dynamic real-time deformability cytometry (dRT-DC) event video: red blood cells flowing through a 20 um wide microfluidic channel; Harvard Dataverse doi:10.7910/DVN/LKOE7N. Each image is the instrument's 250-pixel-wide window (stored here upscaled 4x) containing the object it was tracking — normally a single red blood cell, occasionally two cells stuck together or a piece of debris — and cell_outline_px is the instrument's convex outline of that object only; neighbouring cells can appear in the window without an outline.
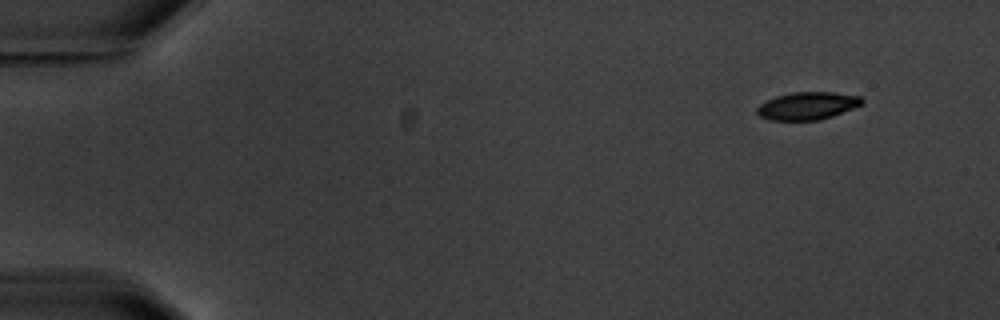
{"species": "common noctule bat (a hibernating species)", "species_latin": "Nyctalus noctula", "temperature_condition": "warm", "stored_images_in_passage": 8, "camera_frame_rate_fps": 3000, "um_per_image_px": 0.085, "animal": {"sex": "male", "body_mass_g": 20.1, "forearm_length_mm": 53.5}, "frame": {"image": 1, "passage_image": 1, "time_ms": 0.0, "image_size_px": [1000, 320], "cell_outline_px": [[864, 104], [832, 116], [820, 120], [768, 120], [760, 116], [756, 112], [756, 108], [760, 104], [776, 96], [792, 92], [836, 92], [860, 96], [864, 100]], "centroid_in_image_um": [68.65, 8.99], "position_along_channel_um": 16.3, "area_um2": 16.99}}
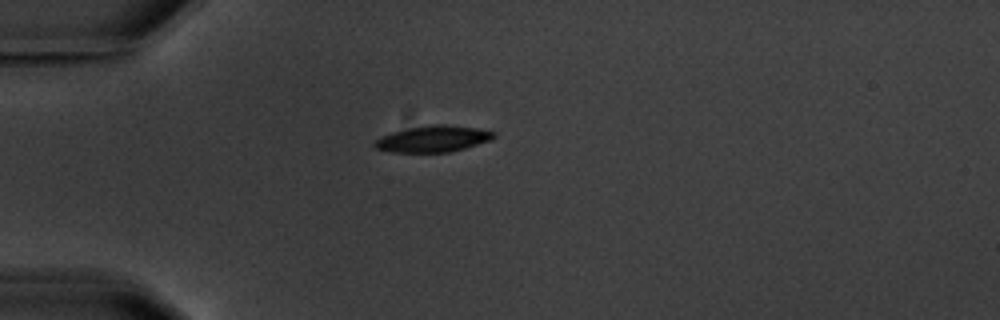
{"frame": {"image": 2, "passage_image": 4, "time_ms": 3.667, "image_size_px": [1000, 320], "cell_outline_px": [[496, 136], [488, 140], [452, 152], [392, 152], [376, 148], [372, 144], [380, 136], [392, 132], [428, 124], [444, 124], [476, 128], [496, 132]], "centroid_in_image_um": [36.78, 11.8], "position_along_channel_um": 48.2, "area_um2": 18.15}}